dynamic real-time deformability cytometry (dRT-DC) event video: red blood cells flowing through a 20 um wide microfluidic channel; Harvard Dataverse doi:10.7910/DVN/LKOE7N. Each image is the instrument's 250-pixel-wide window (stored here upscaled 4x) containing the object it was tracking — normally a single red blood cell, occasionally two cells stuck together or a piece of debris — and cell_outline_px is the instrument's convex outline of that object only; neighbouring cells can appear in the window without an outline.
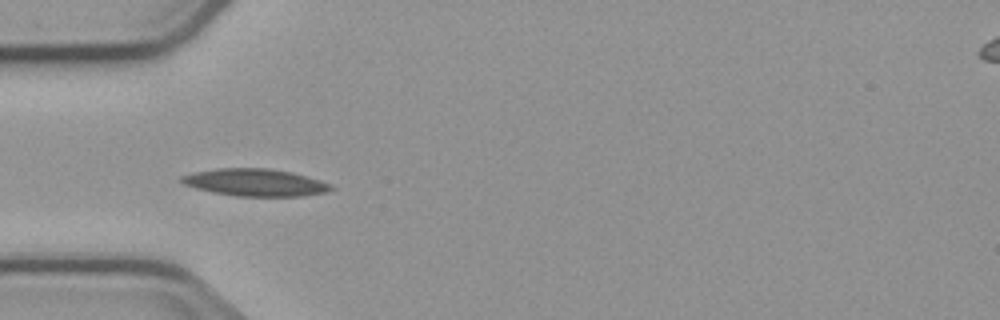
{"species": "common noctule bat (a hibernating species)", "species_latin": "Nyctalus noctula", "temperature_condition": "cold", "stored_images_in_passage": 8, "camera_frame_rate_fps": 3000, "um_per_image_px": 0.085, "animal": {"sex": "male", "body_mass_g": 23.1, "forearm_length_mm": 52.7}, "frame": {"image": 1, "passage_image": 4, "time_ms": 4.667, "image_size_px": [1000, 320], "cell_outline_px": [[336, 188], [324, 192], [304, 196], [236, 196], [212, 192], [196, 188], [184, 184], [180, 180], [180, 176], [192, 172], [216, 168], [268, 168], [292, 172], [320, 180], [332, 184]], "centroid_in_image_um": [21.69, 15.5], "position_along_channel_um": 63.3, "area_um2": 23.87}}
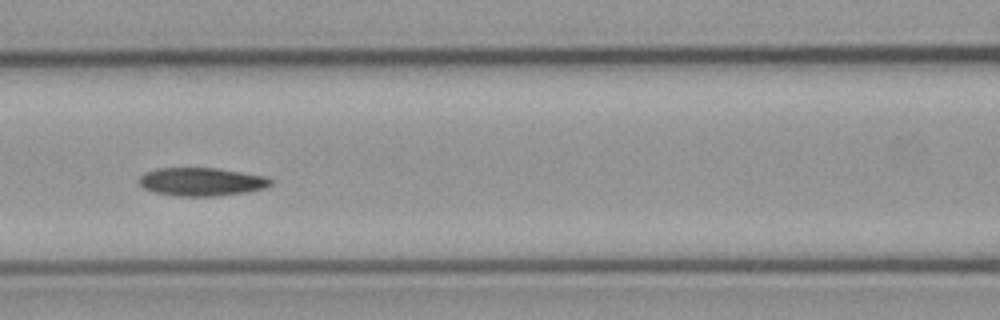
{"frame": {"image": 2, "passage_image": 6, "time_ms": 7.0, "image_size_px": [1000, 320], "cell_outline_px": [[272, 184], [264, 188], [244, 192], [216, 196], [176, 196], [156, 192], [144, 188], [140, 184], [140, 176], [144, 172], [156, 168], [216, 168], [264, 176], [272, 180]], "centroid_in_image_um": [17.1, 15.44], "position_along_channel_um": 149.5, "area_um2": 21.44}}
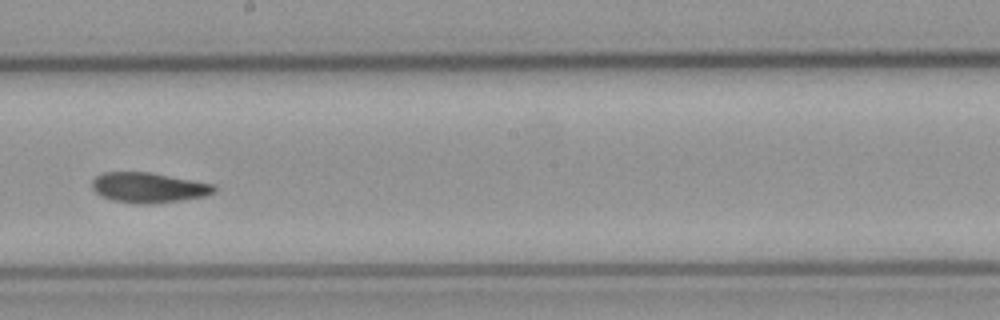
{"frame": {"image": 3, "passage_image": 8, "time_ms": 9.333, "image_size_px": [1000, 320], "cell_outline_px": [[216, 192], [204, 196], [180, 200], [148, 204], [136, 204], [112, 200], [100, 196], [92, 188], [92, 180], [96, 176], [104, 172], [148, 172], [216, 184]], "centroid_in_image_um": [12.62, 15.94], "position_along_channel_um": 235.6, "area_um2": 21.5}}